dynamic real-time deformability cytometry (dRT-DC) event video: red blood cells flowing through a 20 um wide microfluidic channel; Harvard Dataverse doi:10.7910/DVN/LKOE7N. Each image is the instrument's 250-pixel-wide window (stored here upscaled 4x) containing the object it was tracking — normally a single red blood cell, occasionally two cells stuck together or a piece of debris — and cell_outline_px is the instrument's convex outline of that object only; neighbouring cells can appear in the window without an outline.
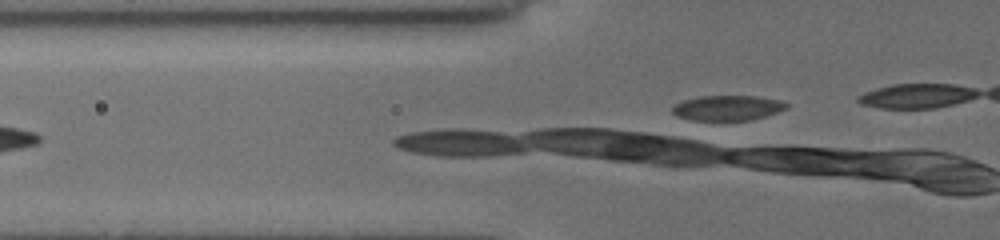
{"species": "common noctule bat (a hibernating species)", "species_latin": "Nyctalus noctula", "temperature_condition": "cold", "stored_images_in_passage": 8, "camera_frame_rate_fps": 3000, "um_per_image_px": 0.085, "animal": {"sex": "female", "body_mass_g": 19.5, "forearm_length_mm": 54.1}, "frame": {"image": 1, "passage_image": 7, "time_ms": 2.0, "image_size_px": [1000, 240], "cell_outline_px": [[788, 108], [752, 120], [692, 120], [676, 116], [672, 112], [672, 104], [684, 100], [700, 96], [756, 96], [784, 100], [788, 104]], "centroid_in_image_um": [61.84, 9.16], "position_along_channel_um": 64.0, "area_um2": 16.82}}